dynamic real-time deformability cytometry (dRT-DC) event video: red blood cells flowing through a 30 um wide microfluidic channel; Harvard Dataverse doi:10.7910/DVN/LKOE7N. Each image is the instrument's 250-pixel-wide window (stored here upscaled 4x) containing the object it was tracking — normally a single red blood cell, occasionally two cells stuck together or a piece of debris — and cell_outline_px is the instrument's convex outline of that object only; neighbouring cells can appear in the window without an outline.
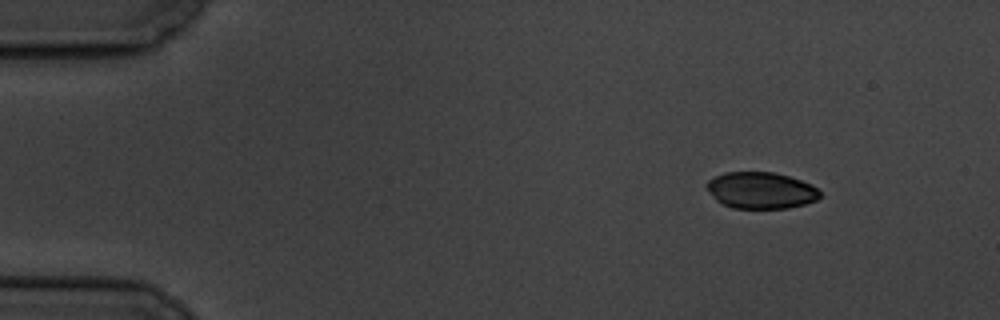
{"species": "common noctule bat (a hibernating species)", "species_latin": "Nyctalus noctula", "temperature_condition": "cold", "stored_images_in_passage": 5, "camera_frame_rate_fps": 3000, "um_per_image_px": 0.085, "animal": {"sex": "male", "body_mass_g": 19.5, "forearm_length_mm": 54.6}, "frame": {"image": 1, "passage_image": 1, "time_ms": 0.0, "image_size_px": [1000, 320], "cell_outline_px": [[820, 196], [816, 200], [804, 204], [788, 208], [732, 208], [716, 200], [704, 184], [708, 180], [724, 172], [776, 172], [800, 180], [816, 188], [820, 192]], "centroid_in_image_um": [64.65, 16.18], "position_along_channel_um": 20.4, "area_um2": 23.93}}
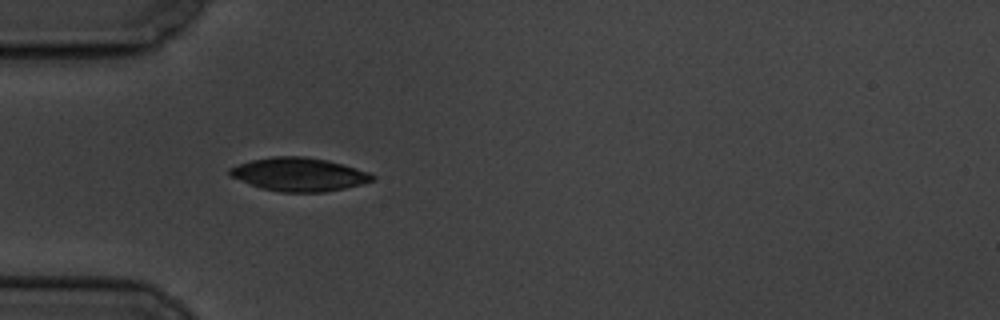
{"frame": {"image": 2, "passage_image": 4, "time_ms": 3.667, "image_size_px": [1000, 320], "cell_outline_px": [[376, 176], [372, 180], [360, 184], [344, 188], [324, 192], [280, 192], [260, 188], [232, 176], [228, 172], [228, 168], [252, 160], [272, 156], [304, 156], [328, 160], [356, 168], [368, 172]], "centroid_in_image_um": [25.41, 14.82], "position_along_channel_um": 59.6, "area_um2": 27.51}}